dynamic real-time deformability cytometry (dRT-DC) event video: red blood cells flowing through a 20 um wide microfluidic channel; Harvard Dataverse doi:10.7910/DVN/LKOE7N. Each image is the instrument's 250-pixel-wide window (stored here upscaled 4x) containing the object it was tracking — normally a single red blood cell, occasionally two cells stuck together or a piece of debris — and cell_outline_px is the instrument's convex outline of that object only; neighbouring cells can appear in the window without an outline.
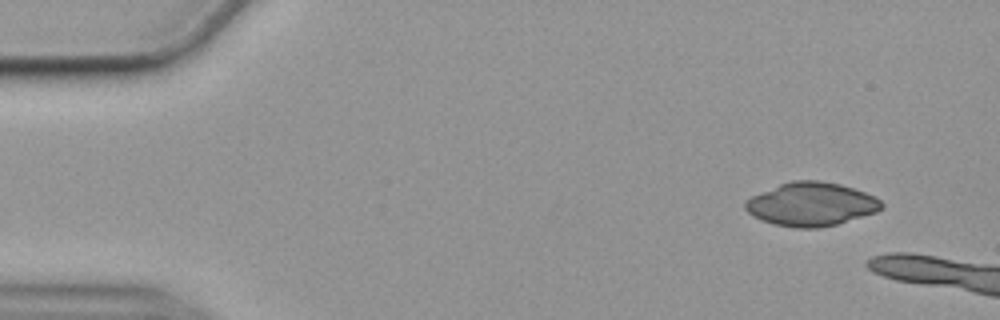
{"species": "common noctule bat (a hibernating species)", "species_latin": "Nyctalus noctula", "temperature_condition": "cold", "stored_images_in_passage": 9, "camera_frame_rate_fps": 3000, "um_per_image_px": 0.085, "animal": {"sex": "female", "body_mass_g": 19.9}, "frame": {"image": 1, "passage_image": 1, "time_ms": 0.0, "image_size_px": [1000, 320], "cell_outline_px": [[884, 208], [876, 212], [836, 224], [820, 228], [796, 228], [772, 224], [760, 220], [752, 216], [744, 208], [744, 200], [752, 196], [780, 184], [792, 180], [820, 180], [840, 184], [864, 192], [880, 200], [884, 204]], "centroid_in_image_um": [68.92, 17.36], "position_along_channel_um": 16.1, "area_um2": 34.62}}